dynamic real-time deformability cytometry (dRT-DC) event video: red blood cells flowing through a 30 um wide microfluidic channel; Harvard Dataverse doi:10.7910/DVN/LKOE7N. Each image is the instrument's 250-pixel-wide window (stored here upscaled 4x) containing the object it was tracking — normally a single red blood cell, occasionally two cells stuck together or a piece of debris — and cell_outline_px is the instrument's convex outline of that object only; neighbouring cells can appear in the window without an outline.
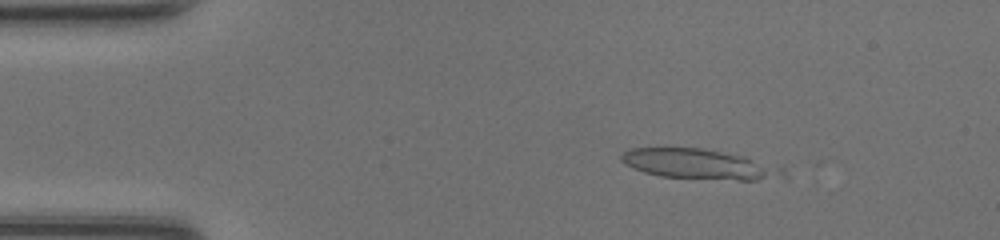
{"species": "common noctule bat (a hibernating species)", "species_latin": "Nyctalus noctula", "temperature_condition": "room temperature", "stored_images_in_passage": 9, "camera_frame_rate_fps": 3000, "um_per_image_px": 0.085, "animal": {"sex": "female", "body_mass_g": 20.0, "forearm_length_mm": 54.0}, "frame": {"image": 1, "passage_image": 5, "time_ms": 1.333, "image_size_px": [1000, 240], "cell_outline_px": [[788, 180], [740, 180], [660, 176], [644, 172], [632, 168], [620, 160], [620, 156], [628, 148], [704, 148], [744, 156], [784, 168], [788, 176]], "centroid_in_image_um": [59.54, 13.97], "position_along_channel_um": 25.5, "area_um2": 28.61}}